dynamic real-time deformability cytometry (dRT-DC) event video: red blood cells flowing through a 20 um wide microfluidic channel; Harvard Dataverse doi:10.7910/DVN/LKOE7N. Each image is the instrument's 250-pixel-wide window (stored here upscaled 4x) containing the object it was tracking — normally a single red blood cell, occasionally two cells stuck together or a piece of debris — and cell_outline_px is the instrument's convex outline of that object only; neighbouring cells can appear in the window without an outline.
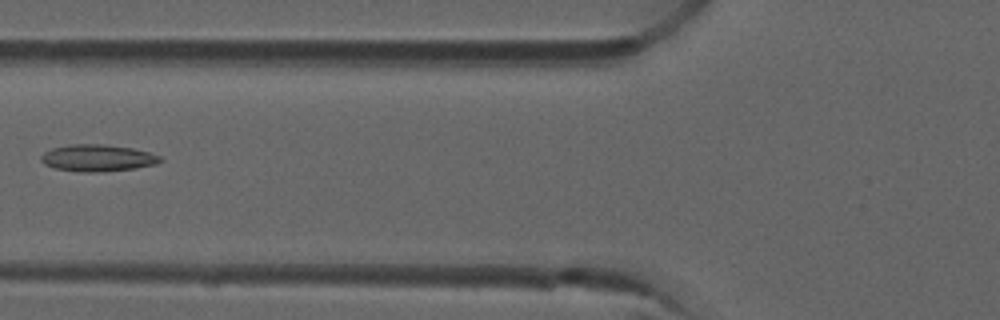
{"species": "common noctule bat (a hibernating species)", "species_latin": "Nyctalus noctula", "temperature_condition": "room temperature", "stored_images_in_passage": 5, "camera_frame_rate_fps": 3000, "um_per_image_px": 0.085, "animal": {"sex": "male", "forearm_length_mm": 52.5}, "frame": {"image": 1, "passage_image": 4, "time_ms": 1.0, "image_size_px": [1000, 320], "cell_outline_px": [[164, 160], [156, 164], [136, 168], [100, 172], [84, 172], [56, 168], [44, 164], [40, 160], [40, 156], [44, 152], [52, 148], [68, 144], [104, 144], [132, 148], [148, 152], [160, 156]], "centroid_in_image_um": [8.29, 13.42], "position_along_channel_um": 117.5, "area_um2": 18.67}}
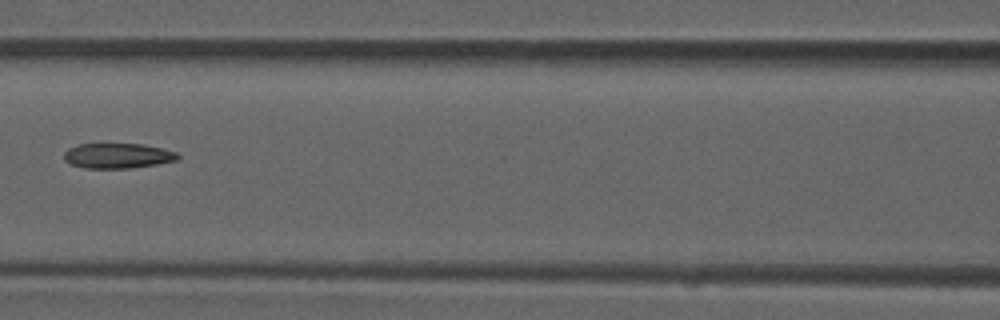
{"frame": {"image": 2, "passage_image": 5, "time_ms": 1.333, "image_size_px": [1000, 320], "cell_outline_px": [[180, 156], [176, 160], [156, 164], [132, 168], [84, 168], [72, 164], [64, 160], [64, 152], [68, 148], [76, 144], [144, 144], [176, 152]], "centroid_in_image_um": [9.97, 13.23], "position_along_channel_um": 156.6, "area_um2": 16.59}}